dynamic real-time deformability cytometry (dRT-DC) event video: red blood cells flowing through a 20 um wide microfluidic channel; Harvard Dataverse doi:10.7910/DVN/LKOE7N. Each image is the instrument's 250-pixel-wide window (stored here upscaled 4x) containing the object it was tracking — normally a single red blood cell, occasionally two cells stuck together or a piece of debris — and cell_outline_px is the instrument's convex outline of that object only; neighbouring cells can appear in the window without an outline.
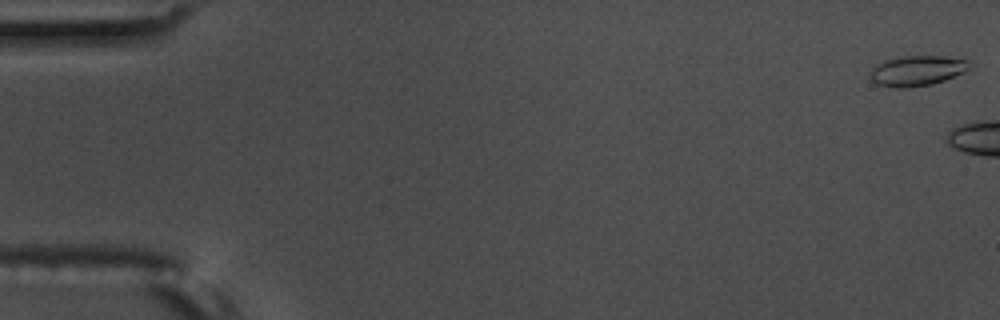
{"species": "common noctule bat (a hibernating species)", "species_latin": "Nyctalus noctula", "temperature_condition": "warm", "stored_images_in_passage": 8, "camera_frame_rate_fps": 3000, "um_per_image_px": 0.085, "animal": {"sex": "male", "body_mass_g": 17.5, "forearm_length_mm": 52.3}, "frame": {"image": 1, "passage_image": 1, "time_ms": 0.0, "image_size_px": [1000, 320], "cell_outline_px": [[972, 60], [968, 68], [964, 72], [944, 80], [932, 84], [908, 88], [892, 88], [876, 84], [872, 80], [868, 72], [872, 64], [884, 60], [900, 56], [944, 56]], "centroid_in_image_um": [77.88, 6.0], "position_along_channel_um": 7.1, "area_um2": 17.98}}